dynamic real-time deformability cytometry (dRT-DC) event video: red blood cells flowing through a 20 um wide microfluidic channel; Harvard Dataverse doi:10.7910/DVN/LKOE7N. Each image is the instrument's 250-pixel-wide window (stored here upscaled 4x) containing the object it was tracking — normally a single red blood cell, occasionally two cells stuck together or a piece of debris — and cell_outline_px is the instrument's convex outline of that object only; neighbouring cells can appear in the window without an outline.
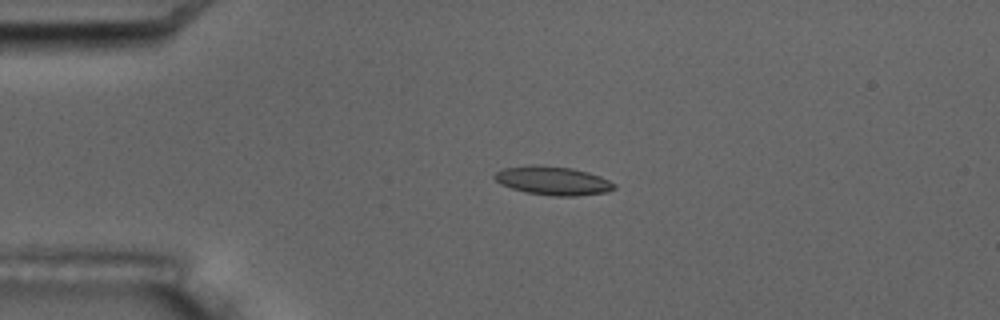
{"species": "common noctule bat (a hibernating species)", "species_latin": "Nyctalus noctula", "temperature_condition": "room temperature", "stored_images_in_passage": 6, "camera_frame_rate_fps": 3000, "um_per_image_px": 0.085, "animal": {"sex": "male", "body_mass_g": 17.5, "forearm_length_mm": 52.3}, "frame": {"image": 1, "passage_image": 4, "time_ms": 4.333, "image_size_px": [1000, 320], "cell_outline_px": [[616, 188], [608, 192], [576, 196], [552, 196], [524, 192], [500, 184], [492, 176], [496, 172], [504, 168], [528, 164], [532, 164], [572, 168], [588, 172], [600, 176], [616, 184]], "centroid_in_image_um": [46.99, 15.36], "position_along_channel_um": 38.0, "area_um2": 20.17}}